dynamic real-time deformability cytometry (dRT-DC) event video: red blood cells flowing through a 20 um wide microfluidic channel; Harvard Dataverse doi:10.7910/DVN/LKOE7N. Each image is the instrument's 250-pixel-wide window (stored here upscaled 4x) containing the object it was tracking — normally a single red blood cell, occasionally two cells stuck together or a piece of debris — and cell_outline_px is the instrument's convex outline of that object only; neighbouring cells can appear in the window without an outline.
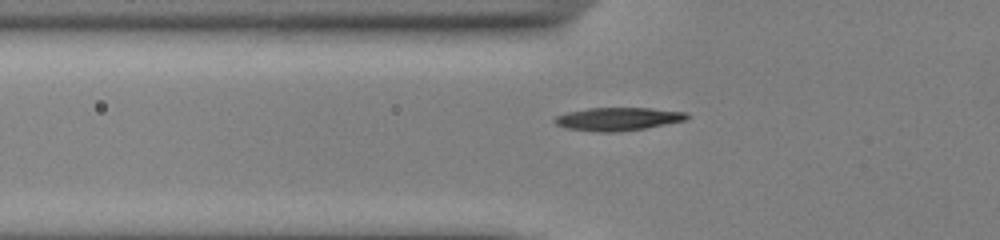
{"species": "common noctule bat (a hibernating species)", "species_latin": "Nyctalus noctula", "temperature_condition": "cold", "stored_images_in_passage": 37, "camera_frame_rate_fps": 3000, "um_per_image_px": 0.085, "animal": {"sex": "male", "body_mass_g": 13.0, "forearm_length_mm": 53.1}, "frame": {"image": 1, "passage_image": 3, "time_ms": 0.667, "image_size_px": [1000, 240], "cell_outline_px": [[688, 116], [684, 120], [644, 128], [616, 132], [596, 132], [568, 128], [556, 124], [552, 120], [556, 116], [568, 112], [588, 108], [648, 108], [688, 112]], "centroid_in_image_um": [52.49, 10.11], "position_along_channel_um": 73.3, "area_um2": 17.57}}
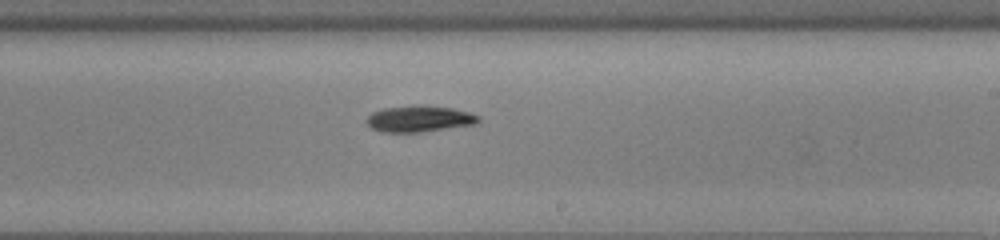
{"frame": {"image": 2, "passage_image": 17, "time_ms": 5.333, "image_size_px": [1000, 240], "cell_outline_px": [[480, 120], [476, 124], [420, 132], [384, 132], [372, 128], [368, 124], [368, 116], [372, 112], [384, 108], [416, 104], [420, 104], [452, 108], [468, 112], [480, 116]], "centroid_in_image_um": [35.66, 10.08], "position_along_channel_um": 253.3, "area_um2": 17.11}}
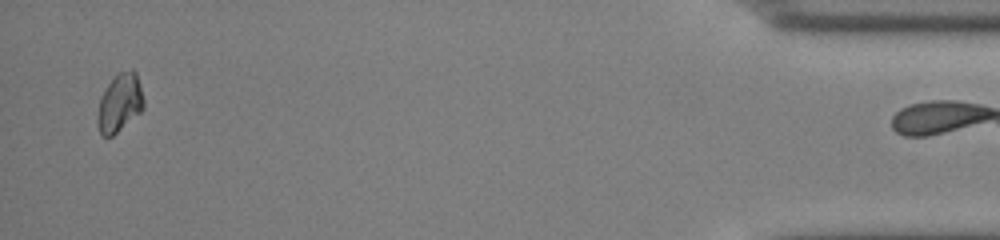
{"frame": {"image": 3, "passage_image": 36, "time_ms": 11.667, "image_size_px": [1000, 240], "cell_outline_px": [[144, 108], [140, 112], [112, 136], [100, 136], [96, 124], [100, 100], [108, 84], [120, 72], [132, 68], [136, 72], [144, 100]], "centroid_in_image_um": [10.17, 8.76], "position_along_channel_um": 425.0, "area_um2": 15.43}}